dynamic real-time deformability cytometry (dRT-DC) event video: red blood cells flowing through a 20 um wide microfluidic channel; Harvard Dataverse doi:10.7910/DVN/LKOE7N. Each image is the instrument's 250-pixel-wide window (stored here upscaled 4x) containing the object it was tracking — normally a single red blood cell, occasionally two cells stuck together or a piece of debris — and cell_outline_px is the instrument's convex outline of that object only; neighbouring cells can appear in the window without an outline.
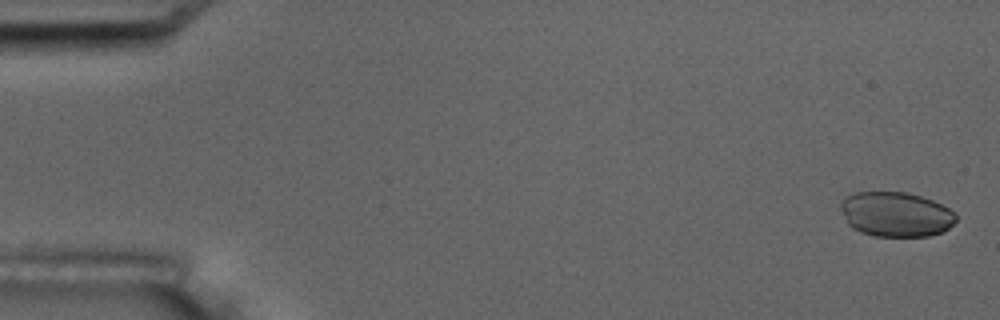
{"species": "common noctule bat (a hibernating species)", "species_latin": "Nyctalus noctula", "temperature_condition": "room temperature", "stored_images_in_passage": 7, "camera_frame_rate_fps": 3000, "um_per_image_px": 0.085, "animal": {"sex": "male", "body_mass_g": 17.5, "forearm_length_mm": 52.3}, "frame": {"image": 1, "passage_image": 1, "time_ms": 0.0, "image_size_px": [1000, 320], "cell_outline_px": [[956, 220], [944, 232], [928, 236], [876, 236], [860, 232], [852, 228], [848, 224], [840, 208], [840, 200], [844, 196], [856, 192], [908, 192], [932, 200], [956, 212]], "centroid_in_image_um": [76.13, 18.21], "position_along_channel_um": 8.9, "area_um2": 30.29}}
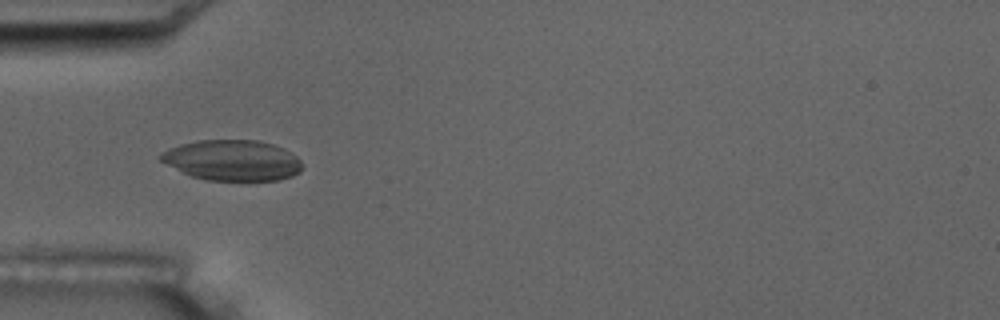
{"frame": {"image": 2, "passage_image": 6, "time_ms": 5.667, "image_size_px": [1000, 320], "cell_outline_px": [[300, 172], [292, 176], [280, 180], [204, 180], [192, 176], [160, 160], [156, 156], [160, 152], [168, 148], [180, 144], [200, 140], [256, 140], [272, 144], [284, 148], [296, 156], [300, 160]], "centroid_in_image_um": [19.73, 13.62], "position_along_channel_um": 65.3, "area_um2": 33.41}}